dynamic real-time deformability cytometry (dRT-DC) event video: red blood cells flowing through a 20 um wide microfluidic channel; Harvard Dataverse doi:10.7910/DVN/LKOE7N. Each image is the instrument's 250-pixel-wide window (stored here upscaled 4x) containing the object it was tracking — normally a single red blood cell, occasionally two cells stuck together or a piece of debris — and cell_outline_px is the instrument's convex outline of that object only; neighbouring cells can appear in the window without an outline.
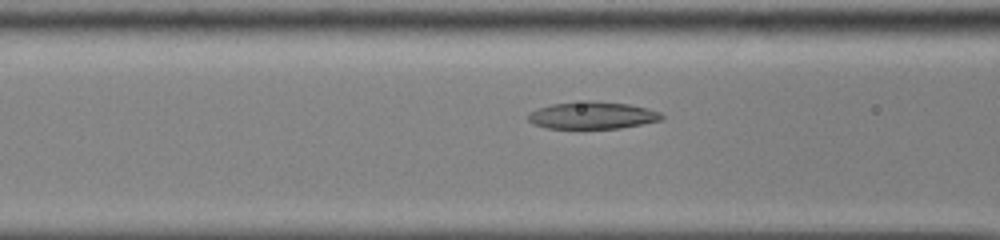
{"species": "common noctule bat (a hibernating species)", "species_latin": "Nyctalus noctula", "temperature_condition": "cold", "stored_images_in_passage": 29, "camera_frame_rate_fps": 3000, "um_per_image_px": 0.085, "animal": {"sex": "male", "body_mass_g": 13.0, "forearm_length_mm": 53.1}, "frame": {"image": 1, "passage_image": 4, "time_ms": 1.0, "image_size_px": [1000, 240], "cell_outline_px": [[664, 116], [660, 120], [620, 128], [548, 128], [532, 124], [528, 120], [528, 112], [536, 108], [552, 104], [588, 100], [596, 100], [628, 104], [648, 108], [660, 112]], "centroid_in_image_um": [50.31, 9.79], "position_along_channel_um": 116.3, "area_um2": 21.27}}
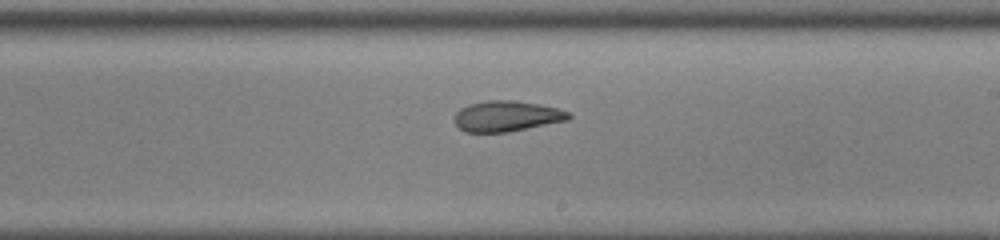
{"frame": {"image": 2, "passage_image": 14, "time_ms": 4.333, "image_size_px": [1000, 240], "cell_outline_px": [[572, 116], [568, 120], [508, 132], [464, 132], [456, 124], [456, 112], [460, 108], [468, 104], [488, 100], [512, 100], [536, 104], [556, 108], [568, 112]], "centroid_in_image_um": [43.05, 9.87], "position_along_channel_um": 245.9, "area_um2": 20.17}}
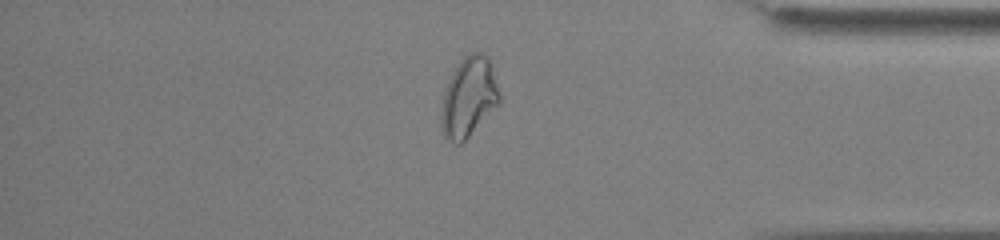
{"frame": {"image": 3, "passage_image": 27, "time_ms": 8.667, "image_size_px": [1000, 240], "cell_outline_px": [[500, 104], [460, 144], [456, 144], [444, 136], [440, 128], [440, 112], [444, 88], [460, 60], [468, 52], [480, 52], [488, 56], [492, 68], [500, 96]], "centroid_in_image_um": [39.82, 8.26], "position_along_channel_um": 395.4, "area_um2": 27.11}}